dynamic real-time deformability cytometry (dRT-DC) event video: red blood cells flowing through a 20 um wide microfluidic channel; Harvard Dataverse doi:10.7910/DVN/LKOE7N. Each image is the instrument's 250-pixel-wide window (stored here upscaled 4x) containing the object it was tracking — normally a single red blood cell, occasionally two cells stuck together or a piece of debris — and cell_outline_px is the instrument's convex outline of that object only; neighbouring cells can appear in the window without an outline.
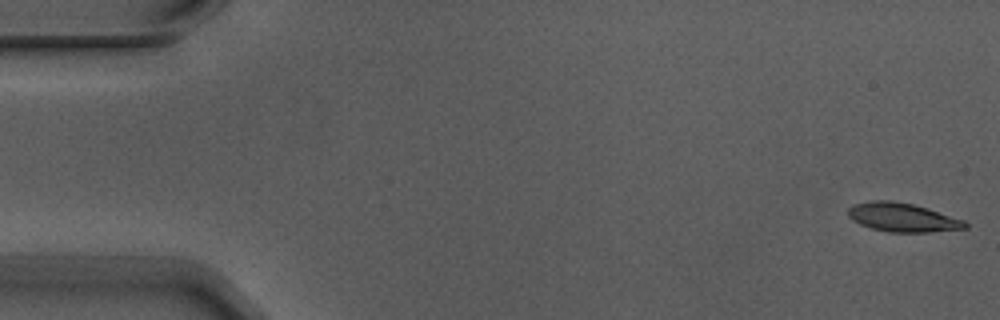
{"species": "Egyptian fruit bat (a non-hibernating species)", "species_latin": "Rousettus aegyptiacus", "temperature_condition": "warm", "stored_images_in_passage": 5, "camera_frame_rate_fps": 3000, "um_per_image_px": 0.085, "animal": {"sex": "male"}, "frame": {"image": 1, "passage_image": 1, "time_ms": 0.0, "image_size_px": [1000, 320], "cell_outline_px": [[968, 228], [928, 232], [888, 232], [872, 228], [860, 224], [852, 220], [848, 216], [848, 208], [856, 204], [872, 200], [892, 200], [912, 204], [964, 220], [968, 224]], "centroid_in_image_um": [76.69, 18.48], "position_along_channel_um": 8.3, "area_um2": 19.42}}
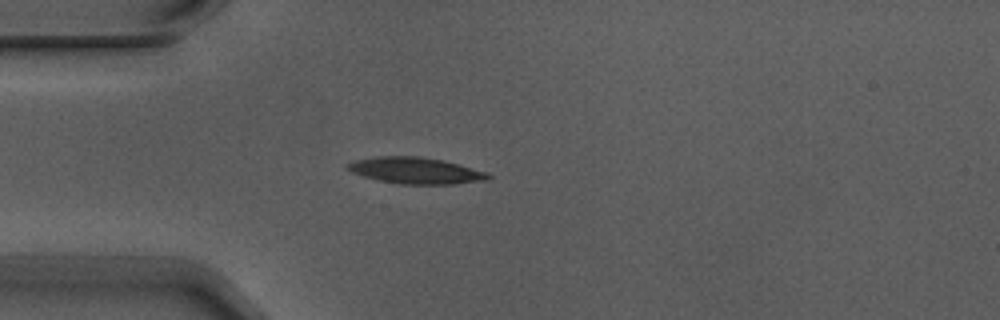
{"frame": {"image": 2, "passage_image": 4, "time_ms": 1.0, "image_size_px": [1000, 320], "cell_outline_px": [[492, 176], [488, 180], [452, 184], [396, 184], [364, 176], [352, 172], [344, 168], [344, 164], [356, 160], [376, 156], [416, 156], [440, 160], [488, 172]], "centroid_in_image_um": [35.29, 14.5], "position_along_channel_um": 49.7, "area_um2": 21.5}}